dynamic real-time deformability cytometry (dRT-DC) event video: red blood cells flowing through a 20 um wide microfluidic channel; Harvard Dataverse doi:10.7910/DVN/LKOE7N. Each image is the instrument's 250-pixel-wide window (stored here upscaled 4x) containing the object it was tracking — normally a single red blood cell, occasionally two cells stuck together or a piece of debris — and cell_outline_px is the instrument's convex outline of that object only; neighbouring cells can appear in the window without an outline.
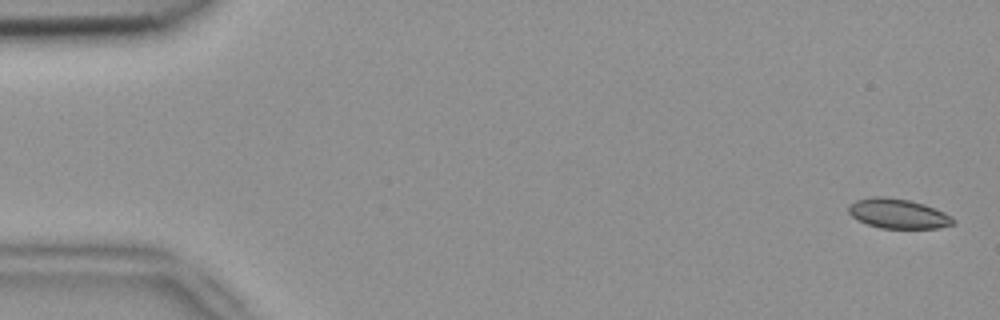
{"species": "common noctule bat (a hibernating species)", "species_latin": "Nyctalus noctula", "temperature_condition": "room temperature", "stored_images_in_passage": 4, "camera_frame_rate_fps": 3000, "um_per_image_px": 0.085, "animal": {"sex": "female", "body_mass_g": 18.4}, "frame": {"image": 1, "passage_image": 1, "time_ms": 0.0, "image_size_px": [1000, 320], "cell_outline_px": [[956, 224], [936, 228], [880, 228], [868, 224], [852, 216], [848, 212], [848, 208], [856, 200], [872, 196], [884, 196], [908, 200], [924, 204], [944, 212], [952, 216], [956, 220]], "centroid_in_image_um": [76.37, 18.16], "position_along_channel_um": 8.6, "area_um2": 18.03}}
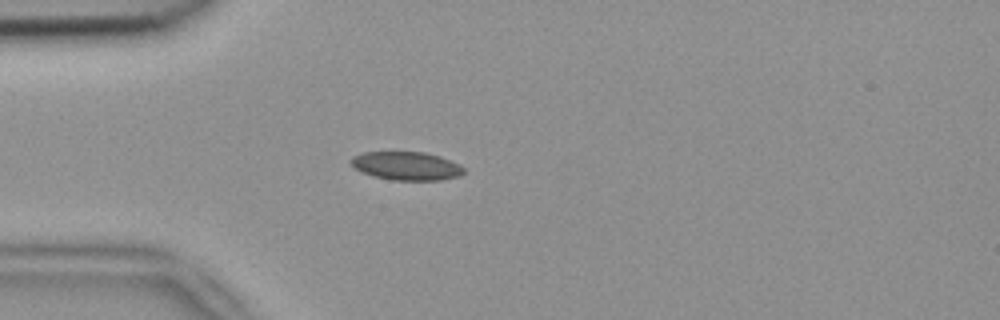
{"frame": {"image": 2, "passage_image": 4, "time_ms": 1.0, "image_size_px": [1000, 320], "cell_outline_px": [[464, 172], [460, 176], [440, 180], [392, 180], [372, 176], [356, 168], [348, 160], [352, 156], [364, 152], [424, 152], [440, 156], [460, 164], [464, 168]], "centroid_in_image_um": [34.56, 14.1], "position_along_channel_um": 50.4, "area_um2": 18.73}}